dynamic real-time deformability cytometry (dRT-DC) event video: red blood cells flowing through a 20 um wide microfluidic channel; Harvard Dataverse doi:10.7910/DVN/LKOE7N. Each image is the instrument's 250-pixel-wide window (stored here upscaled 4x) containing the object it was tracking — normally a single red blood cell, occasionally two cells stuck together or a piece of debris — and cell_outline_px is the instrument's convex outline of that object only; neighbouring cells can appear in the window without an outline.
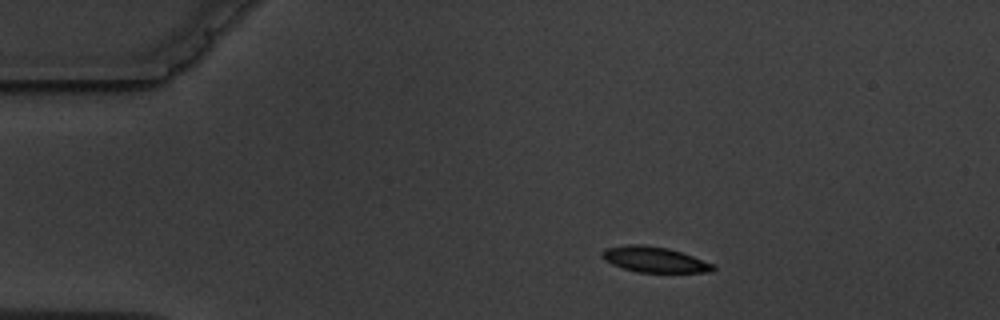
{"species": "common noctule bat (a hibernating species)", "species_latin": "Nyctalus noctula", "temperature_condition": "warm", "stored_images_in_passage": 4, "camera_frame_rate_fps": 3000, "um_per_image_px": 0.085, "animal": {"sex": "male", "body_mass_g": 19.5, "forearm_length_mm": 54.6}, "frame": {"image": 1, "passage_image": 2, "time_ms": 1.333, "image_size_px": [1000, 320], "cell_outline_px": [[716, 268], [712, 272], [636, 272], [612, 264], [604, 260], [600, 256], [600, 252], [604, 248], [628, 244], [644, 244], [668, 248], [716, 264]], "centroid_in_image_um": [55.61, 22.05], "position_along_channel_um": 29.4, "area_um2": 16.7}}